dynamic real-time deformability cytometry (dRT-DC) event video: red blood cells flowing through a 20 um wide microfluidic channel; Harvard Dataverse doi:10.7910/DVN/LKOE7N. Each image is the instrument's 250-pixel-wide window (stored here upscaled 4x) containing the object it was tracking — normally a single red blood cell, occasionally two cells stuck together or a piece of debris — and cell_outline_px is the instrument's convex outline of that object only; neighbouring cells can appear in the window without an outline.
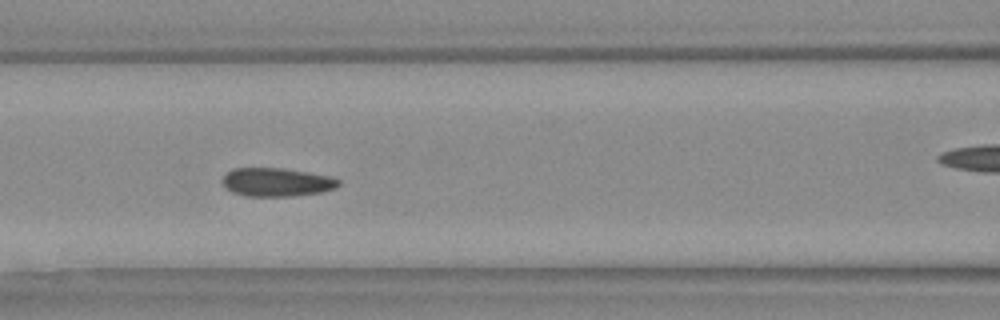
{"species": "Egyptian fruit bat (a non-hibernating species)", "species_latin": "Rousettus aegyptiacus", "temperature_condition": "warm", "stored_images_in_passage": 46, "camera_frame_rate_fps": 3000, "um_per_image_px": 0.085, "animal": {"sex": "female"}, "frame": {"image": 1, "passage_image": 14, "time_ms": 4.333, "image_size_px": [1000, 320], "cell_outline_px": [[340, 184], [336, 188], [320, 192], [292, 196], [244, 196], [232, 192], [224, 188], [220, 180], [232, 168], [280, 168], [308, 172], [328, 176], [340, 180]], "centroid_in_image_um": [23.46, 15.49], "position_along_channel_um": 143.1, "area_um2": 19.36}, "authors_computed_cell_mechanics": {"area_um2": 19.3341, "velocity_mm_per_s": 3.7424, "shape_relaxation_time_tau1_ms": 2.5367, "shape_relaxation_time_tau2_ms": 1.2094, "deformation_change_tau1": 0.1083, "deformation_change_tau2": 0.0637}}